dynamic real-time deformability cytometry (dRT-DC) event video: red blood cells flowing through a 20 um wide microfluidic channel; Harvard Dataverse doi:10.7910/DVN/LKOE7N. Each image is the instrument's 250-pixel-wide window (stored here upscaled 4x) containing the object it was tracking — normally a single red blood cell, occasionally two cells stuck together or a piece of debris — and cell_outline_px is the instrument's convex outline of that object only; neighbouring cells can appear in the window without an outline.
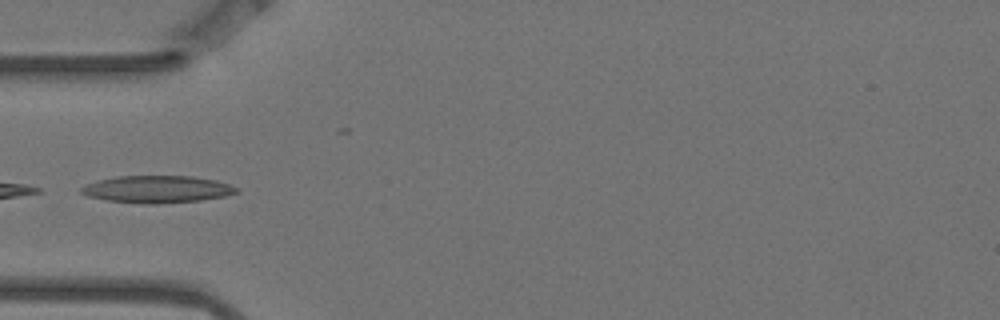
{"species": "Egyptian fruit bat (a non-hibernating species)", "species_latin": "Rousettus aegyptiacus", "temperature_condition": "warm", "stored_images_in_passage": 10, "camera_frame_rate_fps": 3000, "um_per_image_px": 0.085, "animal": {"sex": "female"}, "frame": {"image": 1, "passage_image": 4, "time_ms": 1.0, "image_size_px": [1000, 320], "cell_outline_px": [[240, 192], [224, 196], [200, 200], [156, 204], [144, 204], [108, 200], [88, 196], [80, 192], [80, 188], [88, 184], [100, 180], [116, 176], [192, 176], [216, 180], [228, 184], [236, 188]], "centroid_in_image_um": [13.37, 16.08], "position_along_channel_um": 71.6, "area_um2": 24.39}}
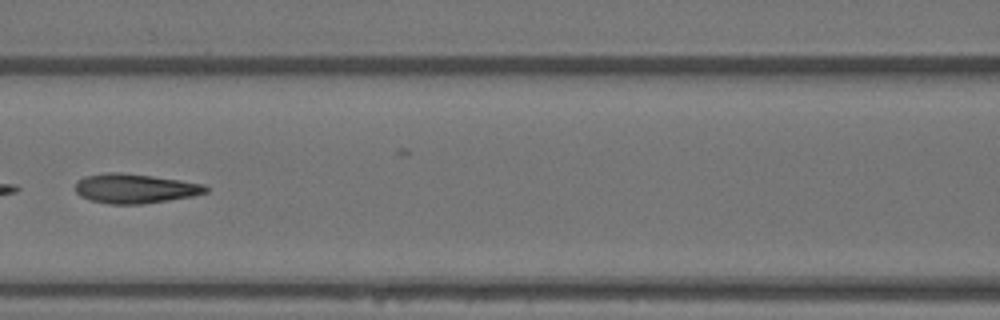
{"frame": {"image": 2, "passage_image": 6, "time_ms": 1.667, "image_size_px": [1000, 320], "cell_outline_px": [[208, 192], [192, 196], [144, 204], [108, 204], [92, 200], [80, 196], [76, 192], [76, 184], [84, 176], [108, 172], [120, 172], [152, 176], [180, 180], [204, 184], [208, 188]], "centroid_in_image_um": [11.48, 16.02], "position_along_channel_um": 155.1, "area_um2": 22.31}}
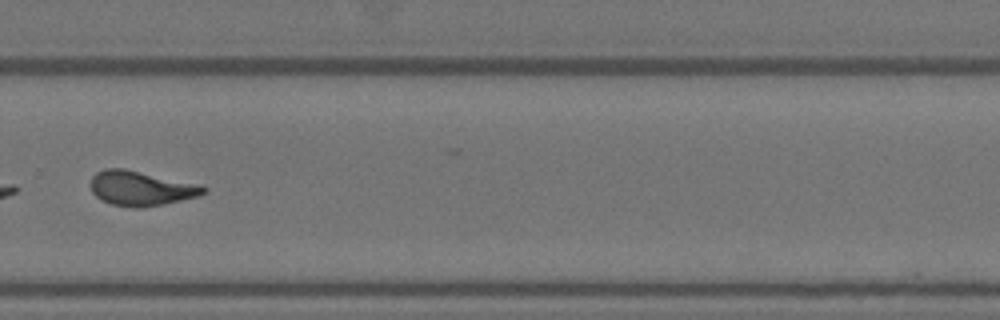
{"frame": {"image": 3, "passage_image": 10, "time_ms": 3.0, "image_size_px": [1000, 320], "cell_outline_px": [[208, 192], [196, 196], [164, 204], [140, 208], [136, 208], [112, 204], [100, 200], [92, 192], [92, 176], [96, 172], [104, 168], [124, 168], [200, 184], [208, 188]], "centroid_in_image_um": [11.99, 16.0], "position_along_channel_um": 317.8, "area_um2": 22.83}}